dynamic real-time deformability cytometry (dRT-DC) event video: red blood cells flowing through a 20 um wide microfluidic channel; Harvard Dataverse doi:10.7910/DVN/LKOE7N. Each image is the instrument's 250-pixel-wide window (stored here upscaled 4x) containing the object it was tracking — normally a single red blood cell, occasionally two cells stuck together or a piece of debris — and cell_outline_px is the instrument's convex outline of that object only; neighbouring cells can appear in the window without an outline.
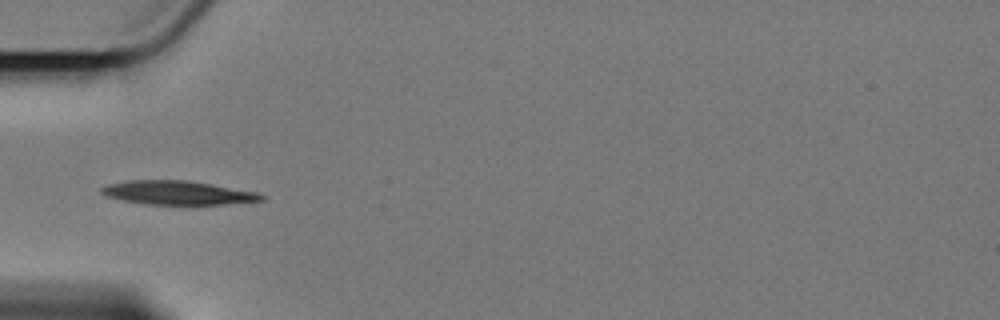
{"species": "Egyptian fruit bat (a non-hibernating species)", "species_latin": "Rousettus aegyptiacus", "temperature_condition": "cold", "stored_images_in_passage": 41, "camera_frame_rate_fps": 3000, "um_per_image_px": 0.085, "animal": {"sex": "female"}, "frame": {"image": 1, "passage_image": 1, "time_ms": 0.0, "image_size_px": [1000, 320], "cell_outline_px": [[268, 200], [228, 204], [144, 204], [104, 196], [100, 192], [100, 188], [108, 184], [132, 180], [188, 180], [260, 192], [268, 196]], "centroid_in_image_um": [15.2, 16.38], "position_along_channel_um": 69.8, "area_um2": 22.48}}
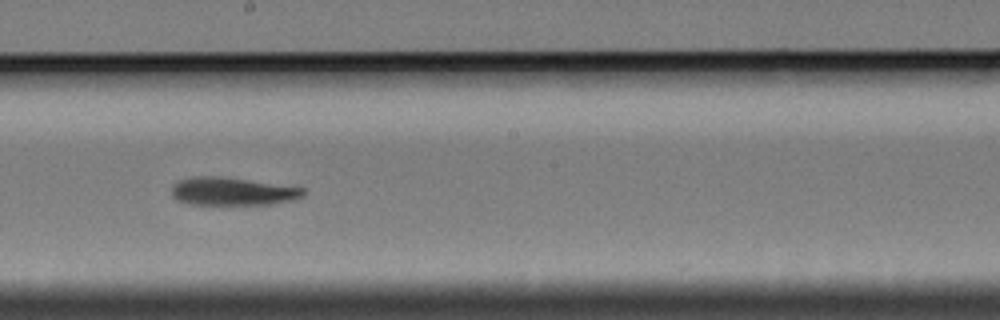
{"frame": {"image": 2, "passage_image": 15, "time_ms": 4.667, "image_size_px": [1000, 320], "cell_outline_px": [[308, 192], [304, 196], [292, 200], [272, 204], [188, 204], [176, 200], [172, 196], [172, 184], [180, 180], [192, 176], [220, 176], [304, 188]], "centroid_in_image_um": [19.74, 16.27], "position_along_channel_um": 228.5, "area_um2": 21.5}}
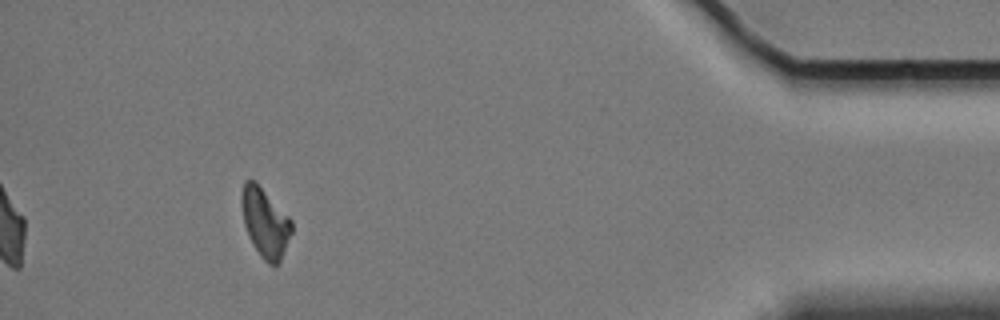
{"frame": {"image": 3, "passage_image": 36, "time_ms": 11.667, "image_size_px": [1000, 320], "cell_outline_px": [[292, 232], [280, 260], [276, 264], [268, 264], [260, 256], [244, 224], [240, 204], [240, 196], [244, 180], [256, 180], [292, 220]], "centroid_in_image_um": [22.52, 18.85], "position_along_channel_um": 412.7, "area_um2": 20.06}, "authors_computed_cell_mechanics": {"area_um2": 21.675, "velocity_mm_per_s": 3.3986, "shape_relaxation_time_tau1_ms": 5.7929, "shape_relaxation_time_tau2_ms": null, "deformation_change_tau1": 0.1475, "deformation_change_tau2": null}}